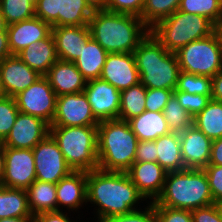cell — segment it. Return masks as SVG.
<instances>
[{"mask_svg":"<svg viewBox=\"0 0 222 222\" xmlns=\"http://www.w3.org/2000/svg\"><path fill=\"white\" fill-rule=\"evenodd\" d=\"M8 24L5 21L4 16L1 14L0 10V32H7Z\"/></svg>","mask_w":222,"mask_h":222,"instance_id":"11a10c76","label":"cell"},{"mask_svg":"<svg viewBox=\"0 0 222 222\" xmlns=\"http://www.w3.org/2000/svg\"><path fill=\"white\" fill-rule=\"evenodd\" d=\"M45 76L57 97L83 92L87 82L73 62L60 59L51 66Z\"/></svg>","mask_w":222,"mask_h":222,"instance_id":"603a6c76","label":"cell"},{"mask_svg":"<svg viewBox=\"0 0 222 222\" xmlns=\"http://www.w3.org/2000/svg\"><path fill=\"white\" fill-rule=\"evenodd\" d=\"M5 147L0 143V185L4 174Z\"/></svg>","mask_w":222,"mask_h":222,"instance_id":"816d5d0a","label":"cell"},{"mask_svg":"<svg viewBox=\"0 0 222 222\" xmlns=\"http://www.w3.org/2000/svg\"><path fill=\"white\" fill-rule=\"evenodd\" d=\"M26 192L33 217L40 213L57 211L56 184L35 180Z\"/></svg>","mask_w":222,"mask_h":222,"instance_id":"83f0119b","label":"cell"},{"mask_svg":"<svg viewBox=\"0 0 222 222\" xmlns=\"http://www.w3.org/2000/svg\"><path fill=\"white\" fill-rule=\"evenodd\" d=\"M88 27L108 53H133L150 32L140 17L106 10H94Z\"/></svg>","mask_w":222,"mask_h":222,"instance_id":"7a4b0ae2","label":"cell"},{"mask_svg":"<svg viewBox=\"0 0 222 222\" xmlns=\"http://www.w3.org/2000/svg\"><path fill=\"white\" fill-rule=\"evenodd\" d=\"M153 204L190 211L214 204L205 171L186 168L167 172L162 192Z\"/></svg>","mask_w":222,"mask_h":222,"instance_id":"277c9868","label":"cell"},{"mask_svg":"<svg viewBox=\"0 0 222 222\" xmlns=\"http://www.w3.org/2000/svg\"><path fill=\"white\" fill-rule=\"evenodd\" d=\"M217 206H218V208L221 212V215H222V202L217 203Z\"/></svg>","mask_w":222,"mask_h":222,"instance_id":"9f6ffc18","label":"cell"},{"mask_svg":"<svg viewBox=\"0 0 222 222\" xmlns=\"http://www.w3.org/2000/svg\"><path fill=\"white\" fill-rule=\"evenodd\" d=\"M9 48L12 55L39 40L47 38L52 33V26L38 17L20 21L7 27Z\"/></svg>","mask_w":222,"mask_h":222,"instance_id":"44dd1931","label":"cell"},{"mask_svg":"<svg viewBox=\"0 0 222 222\" xmlns=\"http://www.w3.org/2000/svg\"><path fill=\"white\" fill-rule=\"evenodd\" d=\"M100 78L119 91L140 83L133 53H108Z\"/></svg>","mask_w":222,"mask_h":222,"instance_id":"ac0fdd59","label":"cell"},{"mask_svg":"<svg viewBox=\"0 0 222 222\" xmlns=\"http://www.w3.org/2000/svg\"><path fill=\"white\" fill-rule=\"evenodd\" d=\"M180 70L195 75L215 76L222 69V42L217 33L188 43L176 52Z\"/></svg>","mask_w":222,"mask_h":222,"instance_id":"ba28073f","label":"cell"},{"mask_svg":"<svg viewBox=\"0 0 222 222\" xmlns=\"http://www.w3.org/2000/svg\"><path fill=\"white\" fill-rule=\"evenodd\" d=\"M156 142L157 163L167 172L186 169L184 167L179 133L170 132L154 140Z\"/></svg>","mask_w":222,"mask_h":222,"instance_id":"4316f807","label":"cell"},{"mask_svg":"<svg viewBox=\"0 0 222 222\" xmlns=\"http://www.w3.org/2000/svg\"><path fill=\"white\" fill-rule=\"evenodd\" d=\"M0 10L8 25L35 17V6L28 0H0Z\"/></svg>","mask_w":222,"mask_h":222,"instance_id":"d590c367","label":"cell"},{"mask_svg":"<svg viewBox=\"0 0 222 222\" xmlns=\"http://www.w3.org/2000/svg\"><path fill=\"white\" fill-rule=\"evenodd\" d=\"M138 138L129 122L104 120L97 126L98 169L126 172L134 163Z\"/></svg>","mask_w":222,"mask_h":222,"instance_id":"3957f363","label":"cell"},{"mask_svg":"<svg viewBox=\"0 0 222 222\" xmlns=\"http://www.w3.org/2000/svg\"><path fill=\"white\" fill-rule=\"evenodd\" d=\"M103 222H156L154 204L148 202L145 207L127 214L115 215Z\"/></svg>","mask_w":222,"mask_h":222,"instance_id":"f35d334b","label":"cell"},{"mask_svg":"<svg viewBox=\"0 0 222 222\" xmlns=\"http://www.w3.org/2000/svg\"><path fill=\"white\" fill-rule=\"evenodd\" d=\"M3 96H4V94H3L1 86H0V98L3 97Z\"/></svg>","mask_w":222,"mask_h":222,"instance_id":"680465c9","label":"cell"},{"mask_svg":"<svg viewBox=\"0 0 222 222\" xmlns=\"http://www.w3.org/2000/svg\"><path fill=\"white\" fill-rule=\"evenodd\" d=\"M144 201L148 203L126 172L101 169L87 172V204L94 206L91 219L95 222L139 210L146 205Z\"/></svg>","mask_w":222,"mask_h":222,"instance_id":"6da1fadb","label":"cell"},{"mask_svg":"<svg viewBox=\"0 0 222 222\" xmlns=\"http://www.w3.org/2000/svg\"><path fill=\"white\" fill-rule=\"evenodd\" d=\"M33 217H13V218H3L0 222H32Z\"/></svg>","mask_w":222,"mask_h":222,"instance_id":"f5cc1de1","label":"cell"},{"mask_svg":"<svg viewBox=\"0 0 222 222\" xmlns=\"http://www.w3.org/2000/svg\"><path fill=\"white\" fill-rule=\"evenodd\" d=\"M133 54L141 84L149 89H176L180 72L176 53L167 51L151 32Z\"/></svg>","mask_w":222,"mask_h":222,"instance_id":"5b68a950","label":"cell"},{"mask_svg":"<svg viewBox=\"0 0 222 222\" xmlns=\"http://www.w3.org/2000/svg\"><path fill=\"white\" fill-rule=\"evenodd\" d=\"M58 59L74 62L80 57L83 43L91 37L88 25L52 27Z\"/></svg>","mask_w":222,"mask_h":222,"instance_id":"7402d4cb","label":"cell"},{"mask_svg":"<svg viewBox=\"0 0 222 222\" xmlns=\"http://www.w3.org/2000/svg\"><path fill=\"white\" fill-rule=\"evenodd\" d=\"M215 32L222 42V16L219 18L218 22L215 25Z\"/></svg>","mask_w":222,"mask_h":222,"instance_id":"db71d44e","label":"cell"},{"mask_svg":"<svg viewBox=\"0 0 222 222\" xmlns=\"http://www.w3.org/2000/svg\"><path fill=\"white\" fill-rule=\"evenodd\" d=\"M203 170L207 175L214 203L222 202V165L208 164Z\"/></svg>","mask_w":222,"mask_h":222,"instance_id":"7bdbcfd3","label":"cell"},{"mask_svg":"<svg viewBox=\"0 0 222 222\" xmlns=\"http://www.w3.org/2000/svg\"><path fill=\"white\" fill-rule=\"evenodd\" d=\"M36 180L56 184L73 170L67 165L57 142L49 134L33 149Z\"/></svg>","mask_w":222,"mask_h":222,"instance_id":"8fae6325","label":"cell"},{"mask_svg":"<svg viewBox=\"0 0 222 222\" xmlns=\"http://www.w3.org/2000/svg\"><path fill=\"white\" fill-rule=\"evenodd\" d=\"M184 167L204 169L210 160L212 140L194 125L179 133Z\"/></svg>","mask_w":222,"mask_h":222,"instance_id":"ffe728a7","label":"cell"},{"mask_svg":"<svg viewBox=\"0 0 222 222\" xmlns=\"http://www.w3.org/2000/svg\"><path fill=\"white\" fill-rule=\"evenodd\" d=\"M11 55L12 53L9 48L8 33L0 32V61Z\"/></svg>","mask_w":222,"mask_h":222,"instance_id":"681fc988","label":"cell"},{"mask_svg":"<svg viewBox=\"0 0 222 222\" xmlns=\"http://www.w3.org/2000/svg\"><path fill=\"white\" fill-rule=\"evenodd\" d=\"M28 1H30L34 6H36V4L38 2V0H28Z\"/></svg>","mask_w":222,"mask_h":222,"instance_id":"6f0895ef","label":"cell"},{"mask_svg":"<svg viewBox=\"0 0 222 222\" xmlns=\"http://www.w3.org/2000/svg\"><path fill=\"white\" fill-rule=\"evenodd\" d=\"M193 222H222V215L217 204L191 211Z\"/></svg>","mask_w":222,"mask_h":222,"instance_id":"ee69618b","label":"cell"},{"mask_svg":"<svg viewBox=\"0 0 222 222\" xmlns=\"http://www.w3.org/2000/svg\"><path fill=\"white\" fill-rule=\"evenodd\" d=\"M36 180L32 149L5 147L1 186L27 189Z\"/></svg>","mask_w":222,"mask_h":222,"instance_id":"7c38bea8","label":"cell"},{"mask_svg":"<svg viewBox=\"0 0 222 222\" xmlns=\"http://www.w3.org/2000/svg\"><path fill=\"white\" fill-rule=\"evenodd\" d=\"M50 135L73 171L98 169L97 126H50Z\"/></svg>","mask_w":222,"mask_h":222,"instance_id":"8992f818","label":"cell"},{"mask_svg":"<svg viewBox=\"0 0 222 222\" xmlns=\"http://www.w3.org/2000/svg\"><path fill=\"white\" fill-rule=\"evenodd\" d=\"M71 213L72 212L67 211L44 212L35 215L32 222H78L80 219L84 218V216L80 214L77 216L75 214L76 219H74L75 217Z\"/></svg>","mask_w":222,"mask_h":222,"instance_id":"f6af8a7d","label":"cell"},{"mask_svg":"<svg viewBox=\"0 0 222 222\" xmlns=\"http://www.w3.org/2000/svg\"><path fill=\"white\" fill-rule=\"evenodd\" d=\"M85 2L94 10H105L106 0H85Z\"/></svg>","mask_w":222,"mask_h":222,"instance_id":"f907efd6","label":"cell"},{"mask_svg":"<svg viewBox=\"0 0 222 222\" xmlns=\"http://www.w3.org/2000/svg\"><path fill=\"white\" fill-rule=\"evenodd\" d=\"M128 122L138 141H154L170 133L163 112L145 110Z\"/></svg>","mask_w":222,"mask_h":222,"instance_id":"d4e9b609","label":"cell"},{"mask_svg":"<svg viewBox=\"0 0 222 222\" xmlns=\"http://www.w3.org/2000/svg\"><path fill=\"white\" fill-rule=\"evenodd\" d=\"M181 0H145L140 18L151 29L178 10Z\"/></svg>","mask_w":222,"mask_h":222,"instance_id":"1f68e13d","label":"cell"},{"mask_svg":"<svg viewBox=\"0 0 222 222\" xmlns=\"http://www.w3.org/2000/svg\"><path fill=\"white\" fill-rule=\"evenodd\" d=\"M190 94H199L203 96L212 95V77L195 75L180 70L176 89Z\"/></svg>","mask_w":222,"mask_h":222,"instance_id":"e575fe53","label":"cell"},{"mask_svg":"<svg viewBox=\"0 0 222 222\" xmlns=\"http://www.w3.org/2000/svg\"><path fill=\"white\" fill-rule=\"evenodd\" d=\"M193 125L212 141L222 137V102L210 100L193 118Z\"/></svg>","mask_w":222,"mask_h":222,"instance_id":"f546056e","label":"cell"},{"mask_svg":"<svg viewBox=\"0 0 222 222\" xmlns=\"http://www.w3.org/2000/svg\"><path fill=\"white\" fill-rule=\"evenodd\" d=\"M134 162H157L156 142L138 141Z\"/></svg>","mask_w":222,"mask_h":222,"instance_id":"bcb514c9","label":"cell"},{"mask_svg":"<svg viewBox=\"0 0 222 222\" xmlns=\"http://www.w3.org/2000/svg\"><path fill=\"white\" fill-rule=\"evenodd\" d=\"M154 37L169 52L176 53L192 41L206 38L215 32V25L206 17L176 10L150 29Z\"/></svg>","mask_w":222,"mask_h":222,"instance_id":"52a82bcc","label":"cell"},{"mask_svg":"<svg viewBox=\"0 0 222 222\" xmlns=\"http://www.w3.org/2000/svg\"><path fill=\"white\" fill-rule=\"evenodd\" d=\"M33 217L25 189L7 188L0 185V219Z\"/></svg>","mask_w":222,"mask_h":222,"instance_id":"f1b7e54d","label":"cell"},{"mask_svg":"<svg viewBox=\"0 0 222 222\" xmlns=\"http://www.w3.org/2000/svg\"><path fill=\"white\" fill-rule=\"evenodd\" d=\"M182 107L194 118L200 113L210 102L211 96H203L199 94H190L181 91H174Z\"/></svg>","mask_w":222,"mask_h":222,"instance_id":"74e56055","label":"cell"},{"mask_svg":"<svg viewBox=\"0 0 222 222\" xmlns=\"http://www.w3.org/2000/svg\"><path fill=\"white\" fill-rule=\"evenodd\" d=\"M145 0H106L105 10L140 17Z\"/></svg>","mask_w":222,"mask_h":222,"instance_id":"60d3db41","label":"cell"},{"mask_svg":"<svg viewBox=\"0 0 222 222\" xmlns=\"http://www.w3.org/2000/svg\"><path fill=\"white\" fill-rule=\"evenodd\" d=\"M84 92L60 95L56 99V113L50 126H98Z\"/></svg>","mask_w":222,"mask_h":222,"instance_id":"4fadbf2b","label":"cell"},{"mask_svg":"<svg viewBox=\"0 0 222 222\" xmlns=\"http://www.w3.org/2000/svg\"><path fill=\"white\" fill-rule=\"evenodd\" d=\"M17 55L31 69L45 76L51 66L58 60L52 33L37 43L32 42Z\"/></svg>","mask_w":222,"mask_h":222,"instance_id":"cb8c5ba5","label":"cell"},{"mask_svg":"<svg viewBox=\"0 0 222 222\" xmlns=\"http://www.w3.org/2000/svg\"><path fill=\"white\" fill-rule=\"evenodd\" d=\"M57 211L81 213L87 204V172L72 171L56 183ZM85 204V206H84ZM66 209V210H65ZM81 211V212H80Z\"/></svg>","mask_w":222,"mask_h":222,"instance_id":"2e32d148","label":"cell"},{"mask_svg":"<svg viewBox=\"0 0 222 222\" xmlns=\"http://www.w3.org/2000/svg\"><path fill=\"white\" fill-rule=\"evenodd\" d=\"M19 112L41 118L51 125L57 96L46 76H41L15 97Z\"/></svg>","mask_w":222,"mask_h":222,"instance_id":"30bf717a","label":"cell"},{"mask_svg":"<svg viewBox=\"0 0 222 222\" xmlns=\"http://www.w3.org/2000/svg\"><path fill=\"white\" fill-rule=\"evenodd\" d=\"M107 55L108 52L90 37L87 43H83L80 57L73 63L86 81L95 80L100 78Z\"/></svg>","mask_w":222,"mask_h":222,"instance_id":"484cf974","label":"cell"},{"mask_svg":"<svg viewBox=\"0 0 222 222\" xmlns=\"http://www.w3.org/2000/svg\"><path fill=\"white\" fill-rule=\"evenodd\" d=\"M146 87L139 83L121 91V104L118 119L129 121L142 114L145 108Z\"/></svg>","mask_w":222,"mask_h":222,"instance_id":"4dcf8cb0","label":"cell"},{"mask_svg":"<svg viewBox=\"0 0 222 222\" xmlns=\"http://www.w3.org/2000/svg\"><path fill=\"white\" fill-rule=\"evenodd\" d=\"M170 132L181 133L193 125V117L182 107L173 94L163 110Z\"/></svg>","mask_w":222,"mask_h":222,"instance_id":"d6a6232c","label":"cell"},{"mask_svg":"<svg viewBox=\"0 0 222 222\" xmlns=\"http://www.w3.org/2000/svg\"><path fill=\"white\" fill-rule=\"evenodd\" d=\"M50 134V125L41 118L19 112L4 147L33 149Z\"/></svg>","mask_w":222,"mask_h":222,"instance_id":"9a60e30c","label":"cell"},{"mask_svg":"<svg viewBox=\"0 0 222 222\" xmlns=\"http://www.w3.org/2000/svg\"><path fill=\"white\" fill-rule=\"evenodd\" d=\"M93 10L85 0H38L35 17L52 27L85 26Z\"/></svg>","mask_w":222,"mask_h":222,"instance_id":"9c48e42d","label":"cell"},{"mask_svg":"<svg viewBox=\"0 0 222 222\" xmlns=\"http://www.w3.org/2000/svg\"><path fill=\"white\" fill-rule=\"evenodd\" d=\"M156 222H193L190 210L154 206Z\"/></svg>","mask_w":222,"mask_h":222,"instance_id":"ab89813d","label":"cell"},{"mask_svg":"<svg viewBox=\"0 0 222 222\" xmlns=\"http://www.w3.org/2000/svg\"><path fill=\"white\" fill-rule=\"evenodd\" d=\"M178 10L204 16L216 25L222 16V0H181Z\"/></svg>","mask_w":222,"mask_h":222,"instance_id":"836d02e7","label":"cell"},{"mask_svg":"<svg viewBox=\"0 0 222 222\" xmlns=\"http://www.w3.org/2000/svg\"><path fill=\"white\" fill-rule=\"evenodd\" d=\"M174 90L146 88L145 108L148 111L163 112Z\"/></svg>","mask_w":222,"mask_h":222,"instance_id":"b9f144b4","label":"cell"},{"mask_svg":"<svg viewBox=\"0 0 222 222\" xmlns=\"http://www.w3.org/2000/svg\"><path fill=\"white\" fill-rule=\"evenodd\" d=\"M85 95L95 118L104 120L118 119L121 104V91L107 81L97 78L86 82Z\"/></svg>","mask_w":222,"mask_h":222,"instance_id":"5bb4252c","label":"cell"},{"mask_svg":"<svg viewBox=\"0 0 222 222\" xmlns=\"http://www.w3.org/2000/svg\"><path fill=\"white\" fill-rule=\"evenodd\" d=\"M126 173L148 202H154L161 194L167 175L157 162H134Z\"/></svg>","mask_w":222,"mask_h":222,"instance_id":"d6986e66","label":"cell"},{"mask_svg":"<svg viewBox=\"0 0 222 222\" xmlns=\"http://www.w3.org/2000/svg\"><path fill=\"white\" fill-rule=\"evenodd\" d=\"M41 76L18 55H11L0 61V86L4 96L15 97Z\"/></svg>","mask_w":222,"mask_h":222,"instance_id":"e0dca14e","label":"cell"},{"mask_svg":"<svg viewBox=\"0 0 222 222\" xmlns=\"http://www.w3.org/2000/svg\"><path fill=\"white\" fill-rule=\"evenodd\" d=\"M211 99L222 102V69L212 77Z\"/></svg>","mask_w":222,"mask_h":222,"instance_id":"c3c4849f","label":"cell"},{"mask_svg":"<svg viewBox=\"0 0 222 222\" xmlns=\"http://www.w3.org/2000/svg\"><path fill=\"white\" fill-rule=\"evenodd\" d=\"M19 109L14 97L3 96L0 98V143H2L13 127Z\"/></svg>","mask_w":222,"mask_h":222,"instance_id":"8d00e7d4","label":"cell"},{"mask_svg":"<svg viewBox=\"0 0 222 222\" xmlns=\"http://www.w3.org/2000/svg\"><path fill=\"white\" fill-rule=\"evenodd\" d=\"M208 164L222 165V137L212 141L211 155Z\"/></svg>","mask_w":222,"mask_h":222,"instance_id":"7dc6e473","label":"cell"}]
</instances>
